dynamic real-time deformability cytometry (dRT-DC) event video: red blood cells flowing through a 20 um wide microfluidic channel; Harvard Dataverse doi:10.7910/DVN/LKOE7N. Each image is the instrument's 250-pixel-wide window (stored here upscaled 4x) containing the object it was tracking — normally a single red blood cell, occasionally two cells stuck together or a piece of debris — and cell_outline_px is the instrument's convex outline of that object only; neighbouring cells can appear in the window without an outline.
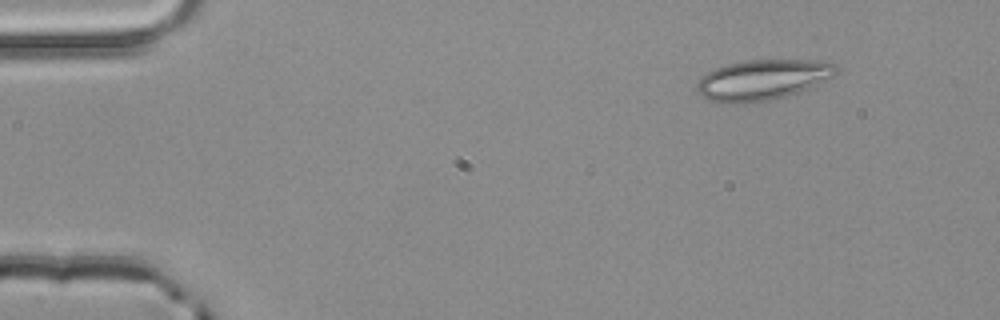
{"species": "common noctule bat (a hibernating species)", "species_latin": "Nyctalus noctula", "temperature_condition": "room temperature", "stored_images_in_passage": 3, "camera_frame_rate_fps": 3000, "um_per_image_px": 0.085, "animal": {"sex": "male", "body_mass_g": 20.4}, "frame": {"image": 1, "passage_image": 1, "time_ms": 0.0, "image_size_px": [1000, 320], "cell_outline_px": [[840, 72], [836, 76], [796, 92], [784, 96], [752, 104], [724, 104], [708, 100], [696, 92], [696, 84], [700, 76], [716, 68], [728, 64], [744, 60], [824, 60], [836, 64], [840, 68]], "centroid_in_image_um": [64.81, 6.79], "position_along_channel_um": 20.2, "area_um2": 33.35}}
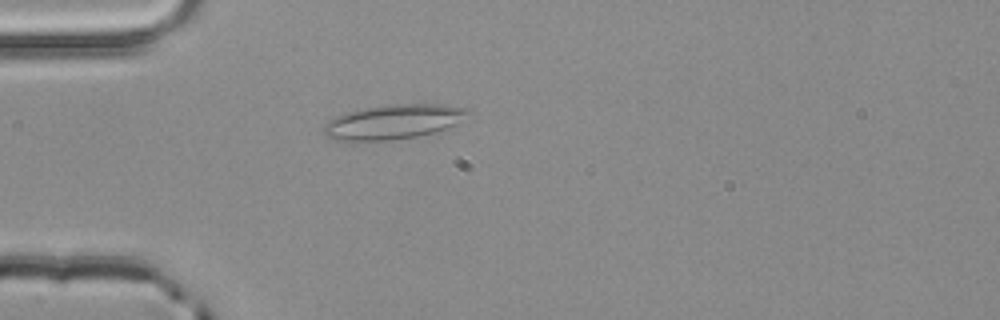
{"frame": {"image": 2, "passage_image": 3, "time_ms": 0.667, "image_size_px": [1000, 320], "cell_outline_px": [[472, 112], [456, 124], [432, 132], [416, 136], [392, 140], [356, 144], [340, 140], [328, 136], [324, 132], [324, 124], [328, 120], [336, 116], [348, 112], [364, 108], [392, 104], [444, 104], [468, 108]], "centroid_in_image_um": [33.4, 10.37], "position_along_channel_um": 51.6, "area_um2": 29.42}}